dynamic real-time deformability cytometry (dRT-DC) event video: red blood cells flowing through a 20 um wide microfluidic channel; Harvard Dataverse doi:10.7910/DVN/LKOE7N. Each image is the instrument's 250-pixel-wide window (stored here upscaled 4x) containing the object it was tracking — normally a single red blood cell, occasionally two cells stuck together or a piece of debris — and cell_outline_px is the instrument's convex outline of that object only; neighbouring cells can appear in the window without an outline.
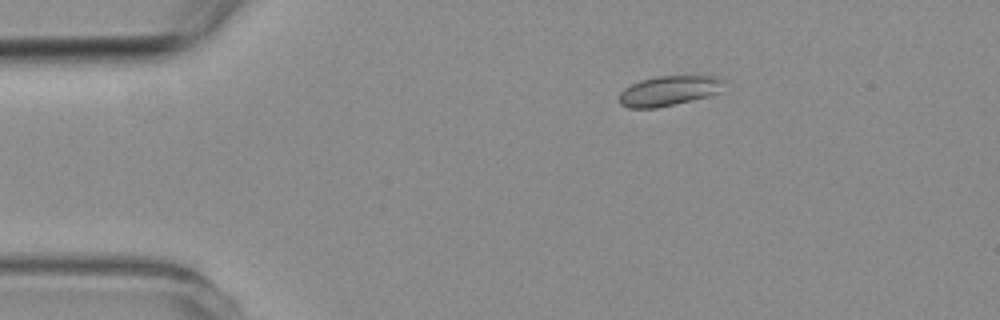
{"species": "common noctule bat (a hibernating species)", "species_latin": "Nyctalus noctula", "temperature_condition": "room temperature", "stored_images_in_passage": 4, "camera_frame_rate_fps": 3000, "um_per_image_px": 0.085, "animal": {"sex": "female", "body_mass_g": 19.3, "forearm_length_mm": 54.1}, "frame": {"image": 1, "passage_image": 1, "time_ms": 0.0, "image_size_px": [1000, 320], "cell_outline_px": [[728, 80], [720, 92], [708, 96], [692, 100], [656, 108], [628, 108], [620, 104], [620, 92], [624, 88], [640, 80], [656, 76], [716, 76]], "centroid_in_image_um": [56.9, 7.71], "position_along_channel_um": 28.1, "area_um2": 18.44}}
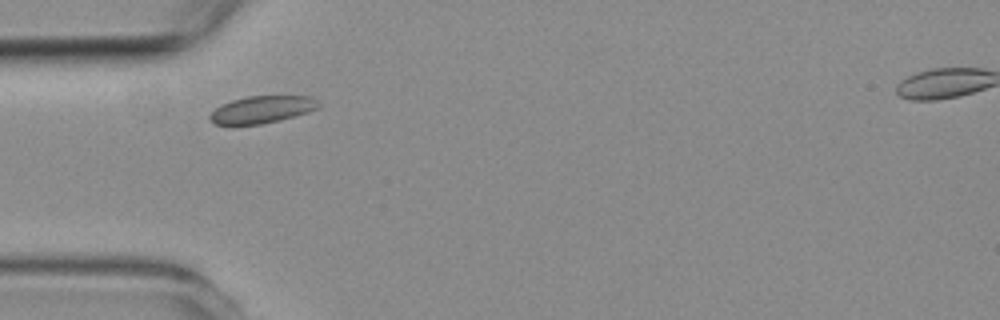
{"frame": {"image": 2, "passage_image": 3, "time_ms": 2.333, "image_size_px": [1000, 320], "cell_outline_px": [[320, 108], [308, 112], [280, 120], [260, 124], [216, 124], [208, 120], [208, 116], [220, 104], [232, 100], [248, 96], [312, 96], [320, 104]], "centroid_in_image_um": [22.27, 9.3], "position_along_channel_um": 62.7, "area_um2": 17.22}}
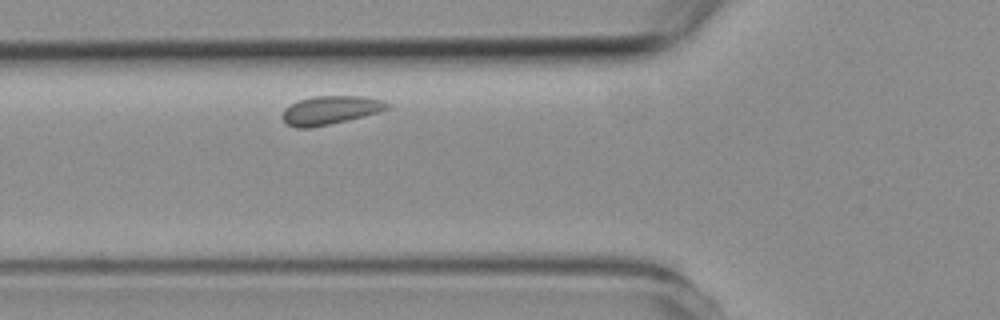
{"frame": {"image": 3, "passage_image": 4, "time_ms": 3.333, "image_size_px": [1000, 320], "cell_outline_px": [[392, 108], [380, 112], [348, 120], [312, 128], [296, 128], [288, 124], [284, 120], [284, 108], [296, 100], [312, 96], [364, 96], [384, 100], [392, 104]], "centroid_in_image_um": [28.15, 9.35], "position_along_channel_um": 97.7, "area_um2": 17.74}}